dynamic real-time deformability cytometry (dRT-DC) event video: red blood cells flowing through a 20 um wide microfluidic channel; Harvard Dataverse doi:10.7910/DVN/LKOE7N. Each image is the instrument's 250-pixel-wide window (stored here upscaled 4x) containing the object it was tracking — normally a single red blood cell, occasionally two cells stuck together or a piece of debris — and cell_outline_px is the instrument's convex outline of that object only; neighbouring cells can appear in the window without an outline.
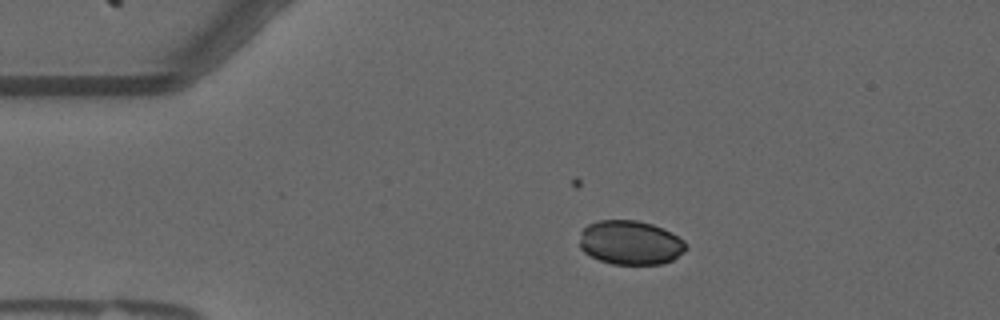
{"species": "common noctule bat (a hibernating species)", "species_latin": "Nyctalus noctula", "temperature_condition": "warm", "stored_images_in_passage": 24, "camera_frame_rate_fps": 3000, "um_per_image_px": 0.085, "animal": {"sex": "male", "forearm_length_mm": 52.5}, "frame": {"image": 1, "passage_image": 10, "time_ms": 3.0, "image_size_px": [1000, 320], "cell_outline_px": [[688, 248], [684, 252], [672, 260], [660, 264], [612, 264], [600, 260], [584, 252], [580, 248], [580, 232], [588, 224], [600, 220], [636, 220], [652, 224], [672, 232], [684, 240]], "centroid_in_image_um": [53.59, 20.62], "position_along_channel_um": 31.4, "area_um2": 27.46}}
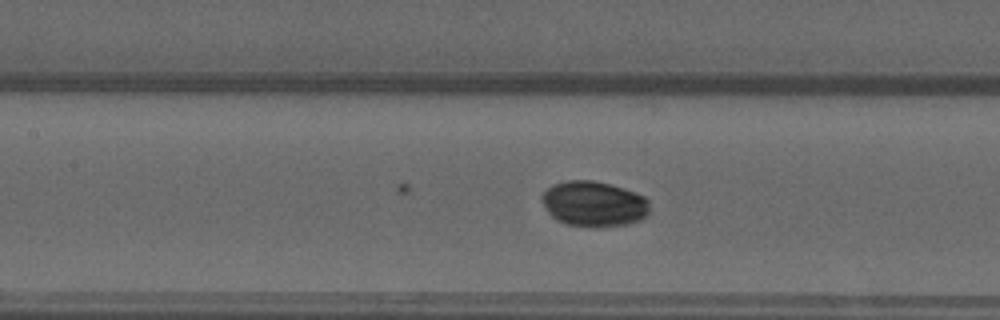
{"frame": {"image": 2, "passage_image": 24, "time_ms": 7.667, "image_size_px": [1000, 320], "cell_outline_px": [[648, 212], [640, 220], [628, 224], [600, 228], [592, 228], [564, 224], [556, 220], [548, 212], [540, 196], [552, 184], [568, 180], [592, 180], [624, 188], [644, 196], [648, 200]], "centroid_in_image_um": [50.46, 17.35], "position_along_channel_um": 156.9, "area_um2": 28.73}}